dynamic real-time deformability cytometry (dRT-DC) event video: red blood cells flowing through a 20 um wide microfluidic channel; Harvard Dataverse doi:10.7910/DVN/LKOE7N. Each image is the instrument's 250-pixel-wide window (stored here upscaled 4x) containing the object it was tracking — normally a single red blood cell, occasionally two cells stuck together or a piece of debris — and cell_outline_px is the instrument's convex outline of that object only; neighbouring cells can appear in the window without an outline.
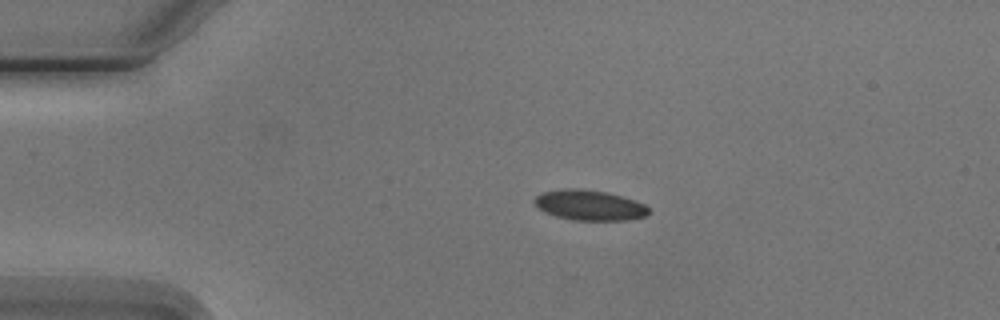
{"species": "Egyptian fruit bat (a non-hibernating species)", "species_latin": "Rousettus aegyptiacus", "temperature_condition": "cold", "stored_images_in_passage": 3, "camera_frame_rate_fps": 3000, "um_per_image_px": 0.085, "animal": {"sex": "male"}, "frame": {"image": 1, "passage_image": 2, "time_ms": 1.333, "image_size_px": [1000, 320], "cell_outline_px": [[648, 212], [644, 216], [628, 220], [572, 220], [556, 216], [544, 212], [532, 200], [540, 192], [564, 188], [580, 188], [604, 192], [620, 196], [644, 204], [648, 208]], "centroid_in_image_um": [50.04, 17.43], "position_along_channel_um": 35.0, "area_um2": 20.0}}